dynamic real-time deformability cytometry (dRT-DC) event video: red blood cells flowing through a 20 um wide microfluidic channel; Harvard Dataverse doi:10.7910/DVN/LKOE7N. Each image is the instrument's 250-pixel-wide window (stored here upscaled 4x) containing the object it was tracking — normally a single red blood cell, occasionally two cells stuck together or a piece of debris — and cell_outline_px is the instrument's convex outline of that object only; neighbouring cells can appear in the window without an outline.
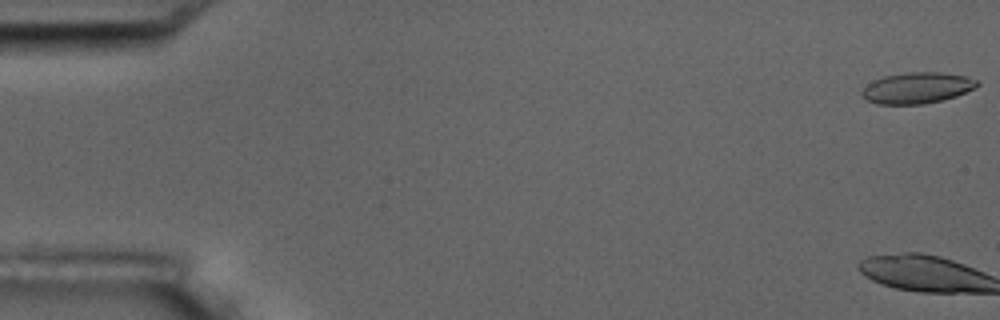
{"species": "common noctule bat (a hibernating species)", "species_latin": "Nyctalus noctula", "temperature_condition": "room temperature", "stored_images_in_passage": 5, "camera_frame_rate_fps": 3000, "um_per_image_px": 0.085, "animal": {"sex": "male", "body_mass_g": 17.5, "forearm_length_mm": 52.3}, "frame": {"image": 1, "passage_image": 1, "time_ms": 0.0, "image_size_px": [1000, 320], "cell_outline_px": [[980, 84], [976, 88], [956, 96], [924, 104], [876, 104], [868, 100], [860, 92], [872, 80], [884, 76], [908, 72], [940, 72], [964, 76], [980, 80]], "centroid_in_image_um": [77.98, 7.46], "position_along_channel_um": 7.0, "area_um2": 20.87}}